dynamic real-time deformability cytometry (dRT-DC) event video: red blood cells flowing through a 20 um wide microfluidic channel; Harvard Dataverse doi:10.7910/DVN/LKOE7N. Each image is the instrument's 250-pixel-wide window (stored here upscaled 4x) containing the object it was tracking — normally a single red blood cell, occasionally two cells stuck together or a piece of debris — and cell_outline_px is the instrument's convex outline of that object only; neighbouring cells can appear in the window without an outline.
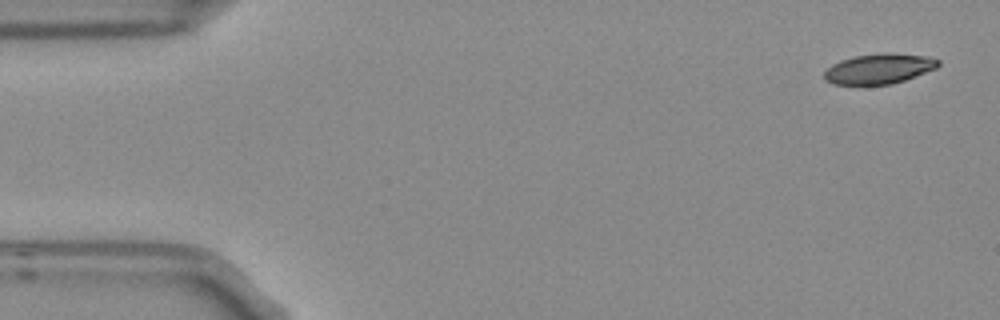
{"species": "Egyptian fruit bat (a non-hibernating species)", "species_latin": "Rousettus aegyptiacus", "temperature_condition": "room temperature", "stored_images_in_passage": 6, "camera_frame_rate_fps": 3000, "um_per_image_px": 0.085, "frame": {"image": 1, "passage_image": 1, "time_ms": 0.0, "image_size_px": [1000, 320], "cell_outline_px": [[940, 64], [936, 68], [916, 76], [892, 84], [832, 84], [824, 80], [824, 72], [832, 64], [840, 60], [856, 56], [880, 52], [888, 52], [928, 56], [940, 60]], "centroid_in_image_um": [74.73, 5.83], "position_along_channel_um": 10.3, "area_um2": 20.11}}
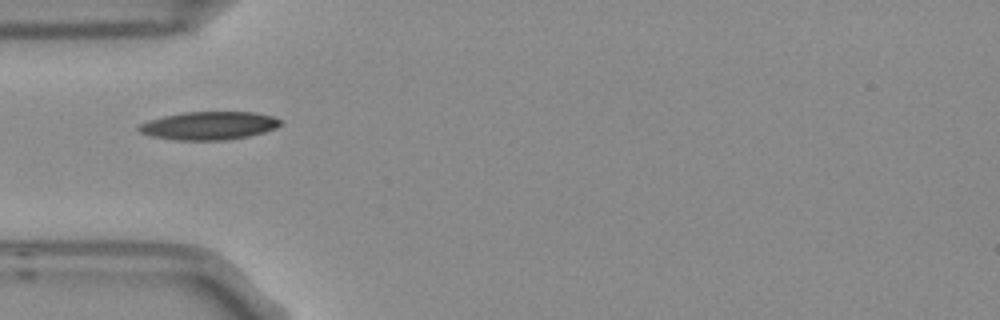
{"frame": {"image": 2, "passage_image": 5, "time_ms": 1.333, "image_size_px": [1000, 320], "cell_outline_px": [[280, 124], [276, 128], [264, 132], [248, 136], [224, 140], [176, 140], [152, 136], [140, 132], [136, 128], [140, 124], [148, 120], [164, 116], [184, 112], [256, 112], [272, 116], [280, 120]], "centroid_in_image_um": [17.75, 10.68], "position_along_channel_um": 67.3, "area_um2": 23.12}}